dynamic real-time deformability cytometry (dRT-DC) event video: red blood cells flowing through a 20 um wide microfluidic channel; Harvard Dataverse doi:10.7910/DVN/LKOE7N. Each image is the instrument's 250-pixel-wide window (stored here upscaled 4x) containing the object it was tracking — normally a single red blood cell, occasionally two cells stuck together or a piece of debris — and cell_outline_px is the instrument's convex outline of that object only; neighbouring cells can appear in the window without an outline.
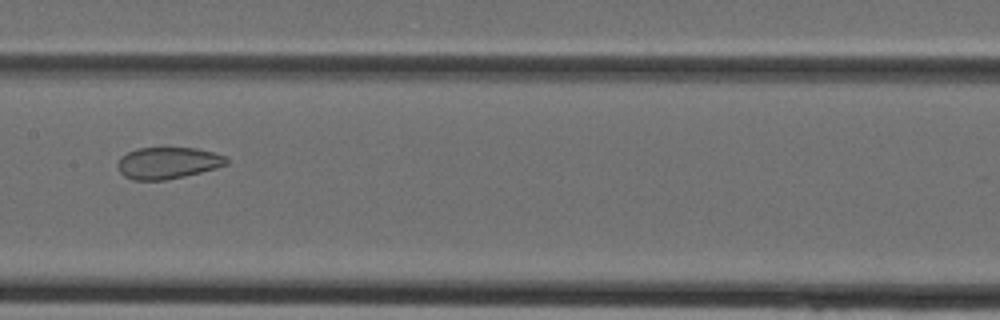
{"species": "Egyptian fruit bat (a non-hibernating species)", "species_latin": "Rousettus aegyptiacus", "temperature_condition": "cold", "stored_images_in_passage": 34, "camera_frame_rate_fps": 3000, "um_per_image_px": 0.085, "animal": {"sex": "female"}, "frame": {"image": 1, "passage_image": 15, "time_ms": 4.667, "image_size_px": [1000, 320], "cell_outline_px": [[228, 164], [216, 168], [184, 176], [164, 180], [132, 180], [124, 176], [120, 172], [116, 164], [120, 156], [136, 148], [196, 148], [212, 152], [224, 156], [228, 160]], "centroid_in_image_um": [14.22, 13.85], "position_along_channel_um": 193.2, "area_um2": 20.06}}
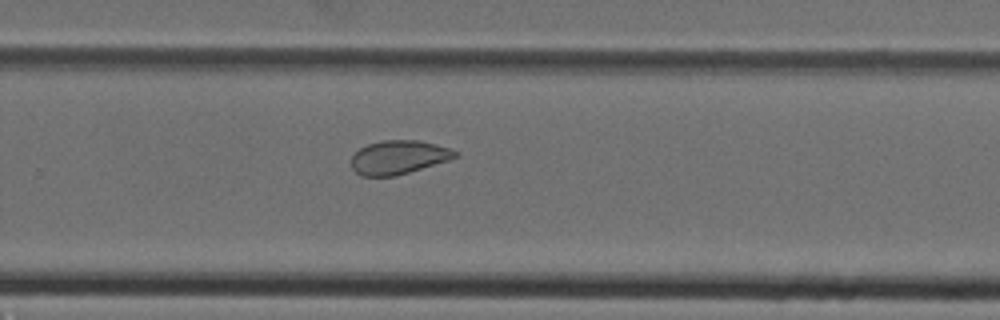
{"frame": {"image": 2, "passage_image": 21, "time_ms": 6.667, "image_size_px": [1000, 320], "cell_outline_px": [[460, 156], [448, 160], [396, 176], [360, 176], [352, 168], [352, 156], [360, 148], [368, 144], [384, 140], [420, 140], [452, 148], [460, 152]], "centroid_in_image_um": [33.92, 13.36], "position_along_channel_um": 295.9, "area_um2": 20.52}}
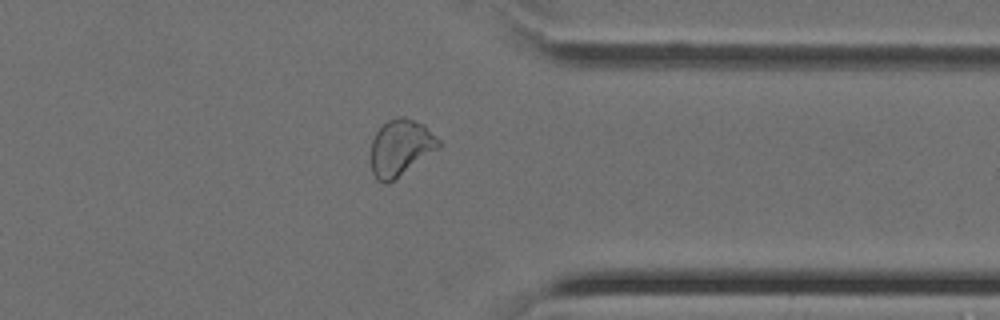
{"frame": {"image": 3, "passage_image": 26, "time_ms": 8.333, "image_size_px": [1000, 320], "cell_outline_px": [[440, 148], [388, 184], [384, 184], [376, 180], [372, 172], [372, 140], [376, 132], [388, 120], [400, 116], [404, 116], [424, 124], [440, 140]], "centroid_in_image_um": [34.07, 12.56], "position_along_channel_um": 377.3, "area_um2": 22.25}}